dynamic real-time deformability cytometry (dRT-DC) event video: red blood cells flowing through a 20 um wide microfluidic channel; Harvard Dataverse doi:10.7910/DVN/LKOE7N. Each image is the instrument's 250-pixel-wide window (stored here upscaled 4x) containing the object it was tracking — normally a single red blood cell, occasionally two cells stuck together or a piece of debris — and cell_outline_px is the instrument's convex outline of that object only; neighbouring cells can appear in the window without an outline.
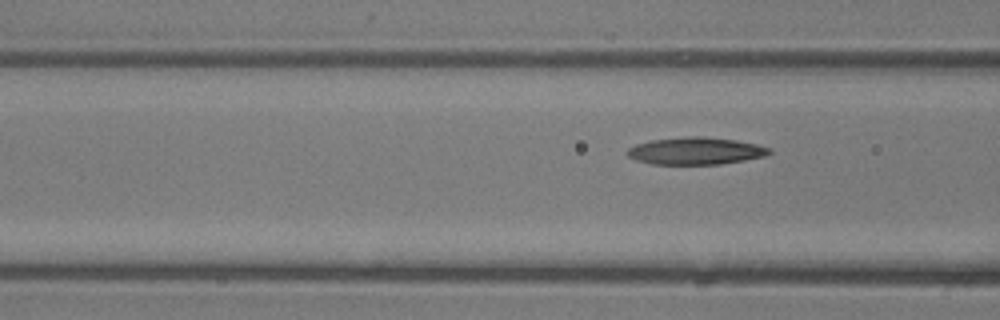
{"species": "common noctule bat (a hibernating species)", "species_latin": "Nyctalus noctula", "temperature_condition": "room temperature", "stored_images_in_passage": 6, "camera_frame_rate_fps": 3000, "um_per_image_px": 0.085, "animal": {"sex": "male", "body_mass_g": 13.3}, "frame": {"image": 1, "passage_image": 6, "time_ms": 1.667, "image_size_px": [1000, 320], "cell_outline_px": [[772, 152], [764, 156], [744, 160], [720, 164], [652, 164], [636, 160], [628, 156], [624, 152], [628, 148], [636, 144], [652, 140], [688, 136], [700, 136], [736, 140], [756, 144], [772, 148]], "centroid_in_image_um": [59.12, 12.83], "position_along_channel_um": 107.5, "area_um2": 22.54}}